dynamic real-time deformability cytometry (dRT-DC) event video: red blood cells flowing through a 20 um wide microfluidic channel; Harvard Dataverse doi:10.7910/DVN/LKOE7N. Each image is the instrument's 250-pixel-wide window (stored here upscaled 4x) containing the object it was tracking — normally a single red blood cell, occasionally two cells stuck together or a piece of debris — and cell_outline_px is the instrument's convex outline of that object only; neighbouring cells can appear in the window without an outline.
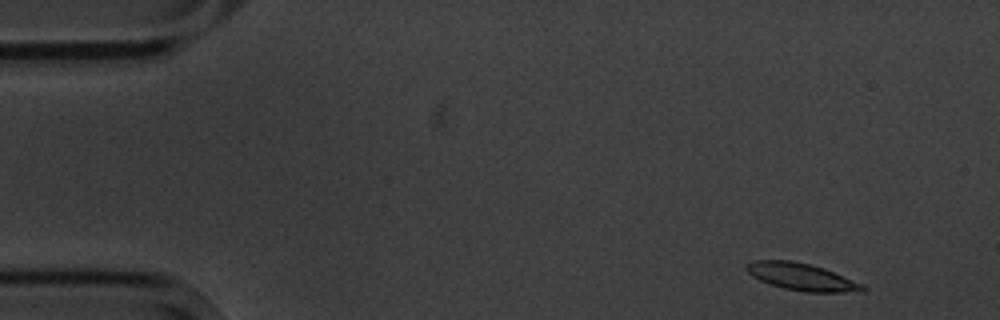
{"species": "common noctule bat (a hibernating species)", "species_latin": "Nyctalus noctula", "temperature_condition": "cold", "stored_images_in_passage": 4, "camera_frame_rate_fps": 3000, "um_per_image_px": 0.085, "animal": {"sex": "male", "body_mass_g": 20.1, "forearm_length_mm": 53.5}, "frame": {"image": 1, "passage_image": 1, "time_ms": 0.0, "image_size_px": [1000, 320], "cell_outline_px": [[868, 288], [864, 292], [804, 292], [784, 288], [760, 280], [752, 276], [744, 268], [744, 264], [752, 260], [792, 260], [824, 268], [864, 284]], "centroid_in_image_um": [68.16, 23.53], "position_along_channel_um": 16.8, "area_um2": 18.55}}